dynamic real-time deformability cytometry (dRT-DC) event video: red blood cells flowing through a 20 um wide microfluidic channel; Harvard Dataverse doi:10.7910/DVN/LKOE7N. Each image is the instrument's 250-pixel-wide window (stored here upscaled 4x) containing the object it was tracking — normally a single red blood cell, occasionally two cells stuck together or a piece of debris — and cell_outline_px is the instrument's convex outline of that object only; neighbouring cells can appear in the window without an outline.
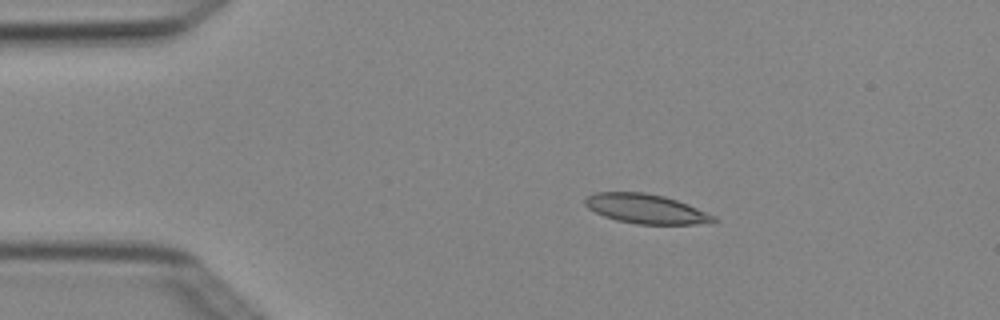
{"species": "Egyptian fruit bat (a non-hibernating species)", "species_latin": "Rousettus aegyptiacus", "temperature_condition": "cold", "stored_images_in_passage": 5, "camera_frame_rate_fps": 3000, "um_per_image_px": 0.085, "animal": {"sex": "female"}, "frame": {"image": 1, "passage_image": 3, "time_ms": 0.667, "image_size_px": [1000, 320], "cell_outline_px": [[716, 220], [696, 224], [636, 224], [616, 220], [604, 216], [588, 208], [584, 204], [584, 200], [588, 196], [596, 192], [644, 192], [664, 196], [688, 204], [716, 216]], "centroid_in_image_um": [54.88, 17.74], "position_along_channel_um": 30.1, "area_um2": 21.91}}
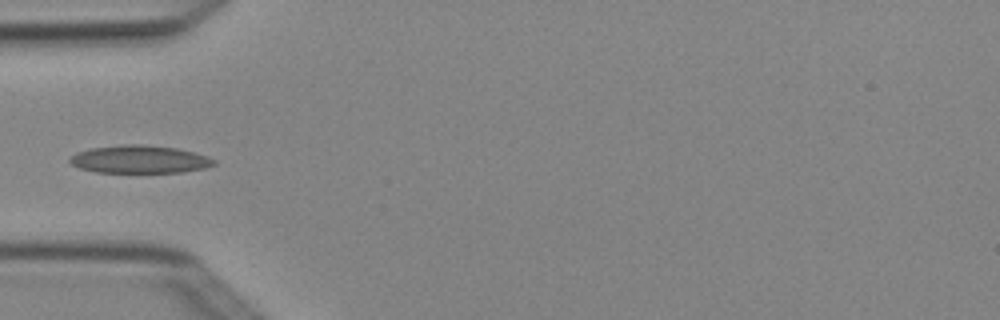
{"frame": {"image": 2, "passage_image": 5, "time_ms": 1.333, "image_size_px": [1000, 320], "cell_outline_px": [[216, 164], [204, 168], [184, 172], [96, 172], [80, 168], [72, 164], [68, 160], [76, 152], [92, 148], [120, 144], [140, 144], [176, 148], [192, 152], [216, 160]], "centroid_in_image_um": [11.84, 13.54], "position_along_channel_um": 73.2, "area_um2": 23.18}}